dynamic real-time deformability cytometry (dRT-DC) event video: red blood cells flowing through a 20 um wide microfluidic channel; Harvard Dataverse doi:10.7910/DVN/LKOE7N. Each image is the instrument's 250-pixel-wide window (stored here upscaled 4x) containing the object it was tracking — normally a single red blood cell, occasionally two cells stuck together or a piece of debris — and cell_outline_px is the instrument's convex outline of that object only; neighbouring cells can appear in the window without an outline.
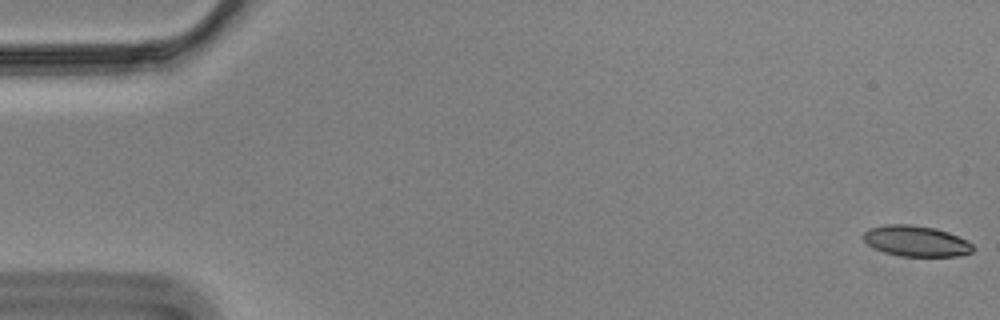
{"species": "Egyptian fruit bat (a non-hibernating species)", "species_latin": "Rousettus aegyptiacus", "temperature_condition": "cold", "stored_images_in_passage": 15, "camera_frame_rate_fps": 3000, "um_per_image_px": 0.085, "animal": {"sex": "male"}, "frame": {"image": 1, "passage_image": 1, "time_ms": 0.0, "image_size_px": [1000, 320], "cell_outline_px": [[976, 248], [972, 252], [960, 256], [900, 256], [884, 252], [872, 248], [864, 240], [864, 232], [868, 228], [888, 224], [912, 224], [936, 228], [948, 232], [968, 240]], "centroid_in_image_um": [77.89, 20.49], "position_along_channel_um": 7.1, "area_um2": 19.88}}
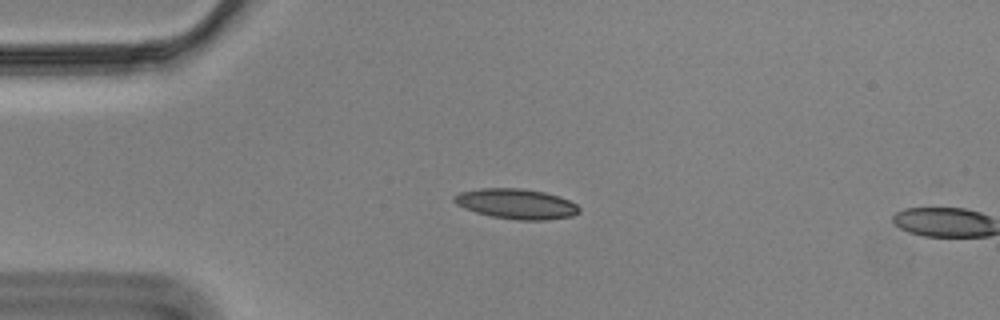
{"frame": {"image": 2, "passage_image": 14, "time_ms": 4.333, "image_size_px": [1000, 320], "cell_outline_px": [[580, 212], [572, 216], [544, 220], [516, 220], [492, 216], [476, 212], [464, 208], [456, 204], [452, 200], [452, 196], [460, 192], [480, 188], [520, 188], [544, 192], [568, 200], [576, 204], [580, 208]], "centroid_in_image_um": [43.86, 17.32], "position_along_channel_um": 41.1, "area_um2": 21.91}}